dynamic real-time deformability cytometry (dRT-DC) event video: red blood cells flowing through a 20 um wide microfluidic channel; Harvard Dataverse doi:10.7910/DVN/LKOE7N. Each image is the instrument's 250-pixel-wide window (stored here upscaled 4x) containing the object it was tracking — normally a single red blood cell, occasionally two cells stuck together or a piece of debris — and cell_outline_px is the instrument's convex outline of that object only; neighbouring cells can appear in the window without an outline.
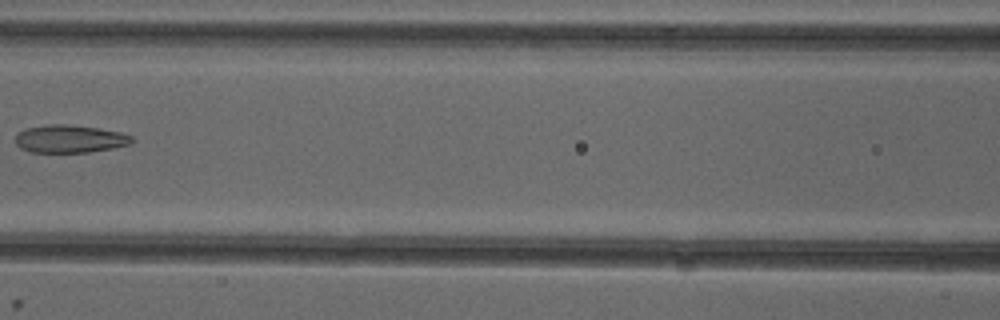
{"species": "common noctule bat (a hibernating species)", "species_latin": "Nyctalus noctula", "temperature_condition": "cold", "stored_images_in_passage": 7, "camera_frame_rate_fps": 3000, "um_per_image_px": 0.085, "animal": {"sex": "female"}, "frame": {"image": 1, "passage_image": 6, "time_ms": 7.0, "image_size_px": [1000, 320], "cell_outline_px": [[132, 140], [128, 144], [112, 148], [88, 152], [28, 152], [20, 148], [16, 144], [16, 132], [24, 128], [48, 124], [68, 124], [100, 128], [120, 132], [132, 136]], "centroid_in_image_um": [5.87, 11.79], "position_along_channel_um": 160.7, "area_um2": 18.96}}
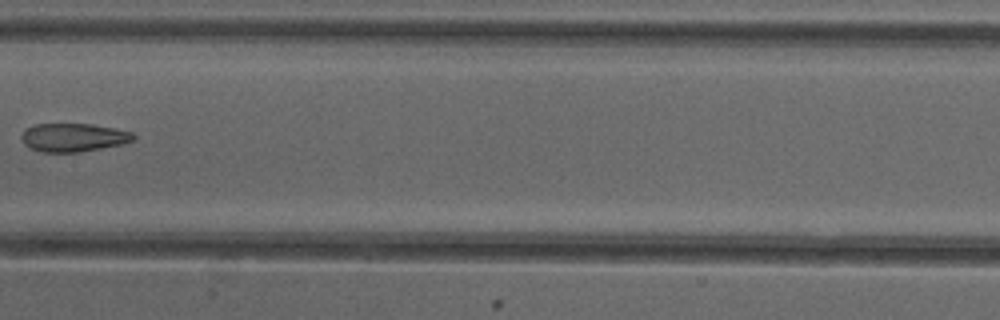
{"frame": {"image": 2, "passage_image": 7, "time_ms": 8.0, "image_size_px": [1000, 320], "cell_outline_px": [[136, 140], [120, 144], [100, 148], [76, 152], [44, 152], [28, 148], [20, 140], [20, 136], [24, 128], [36, 124], [92, 124], [132, 132], [136, 136]], "centroid_in_image_um": [6.18, 11.68], "position_along_channel_um": 201.2, "area_um2": 18.55}}